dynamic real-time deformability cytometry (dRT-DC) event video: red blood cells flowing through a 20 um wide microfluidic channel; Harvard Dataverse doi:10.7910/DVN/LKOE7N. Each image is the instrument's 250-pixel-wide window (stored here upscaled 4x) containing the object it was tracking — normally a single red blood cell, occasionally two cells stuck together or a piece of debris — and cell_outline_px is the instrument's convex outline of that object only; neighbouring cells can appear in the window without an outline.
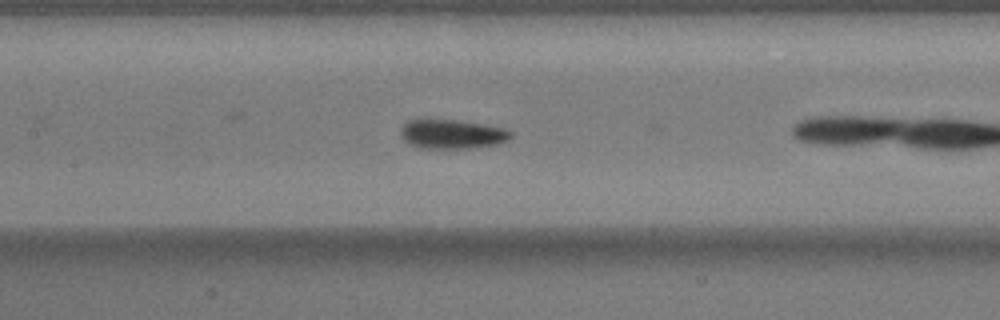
{"species": "common noctule bat (a hibernating species)", "species_latin": "Nyctalus noctula", "temperature_condition": "warm", "stored_images_in_passage": 5, "segment_of_instrument_passage": [2, 2], "camera_frame_rate_fps": 3000, "um_per_image_px": 0.085, "animal": {"sex": "male", "body_mass_g": 17.9}, "frame": {"image": 1, "passage_image": 4, "time_ms": 1.0, "image_size_px": [1000, 320], "cell_outline_px": [[512, 136], [508, 140], [496, 144], [468, 148], [416, 148], [408, 144], [400, 136], [400, 128], [408, 120], [416, 116], [428, 116], [460, 120], [488, 124], [504, 128], [512, 132]], "centroid_in_image_um": [38.32, 11.33], "position_along_channel_um": 169.1, "area_um2": 19.88}}